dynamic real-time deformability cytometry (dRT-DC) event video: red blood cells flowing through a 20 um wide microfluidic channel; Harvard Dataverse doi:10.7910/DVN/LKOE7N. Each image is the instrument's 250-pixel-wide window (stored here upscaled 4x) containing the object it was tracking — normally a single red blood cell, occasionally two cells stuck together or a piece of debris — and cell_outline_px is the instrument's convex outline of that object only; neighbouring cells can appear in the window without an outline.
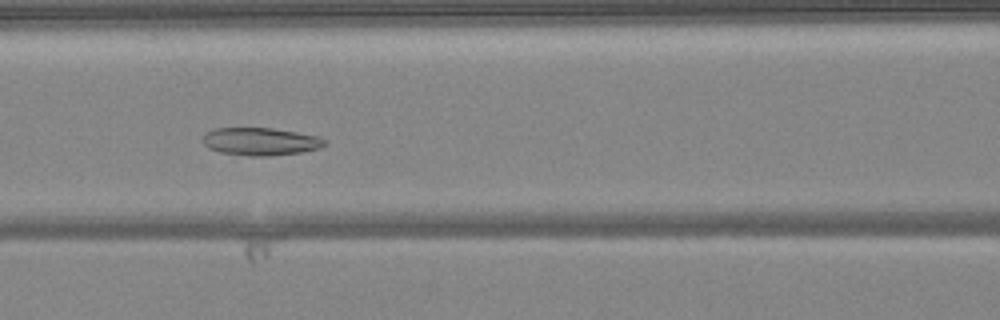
{"species": "common noctule bat (a hibernating species)", "species_latin": "Nyctalus noctula", "temperature_condition": "warm", "stored_images_in_passage": 50, "camera_frame_rate_fps": 3000, "um_per_image_px": 0.085, "animal": {"sex": "female", "body_mass_g": 24.6, "forearm_length_mm": 56.2}, "frame": {"image": 1, "passage_image": 22, "time_ms": 7.0, "image_size_px": [1000, 320], "cell_outline_px": [[328, 144], [320, 148], [300, 152], [268, 156], [252, 156], [220, 152], [208, 148], [204, 144], [204, 136], [208, 132], [216, 128], [272, 128], [296, 132], [316, 136], [328, 140]], "centroid_in_image_um": [22.18, 12.03], "position_along_channel_um": 144.4, "area_um2": 19.54}}
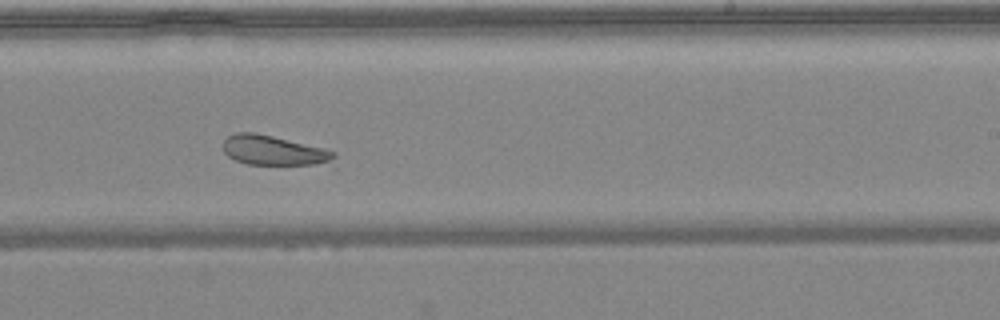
{"frame": {"image": 2, "passage_image": 31, "time_ms": 10.0, "image_size_px": [1000, 320], "cell_outline_px": [[336, 168], [248, 164], [236, 160], [228, 156], [224, 152], [224, 140], [228, 136], [236, 132], [256, 132], [324, 148], [336, 152]], "centroid_in_image_um": [23.5, 12.86], "position_along_channel_um": 265.5, "area_um2": 20.58}}
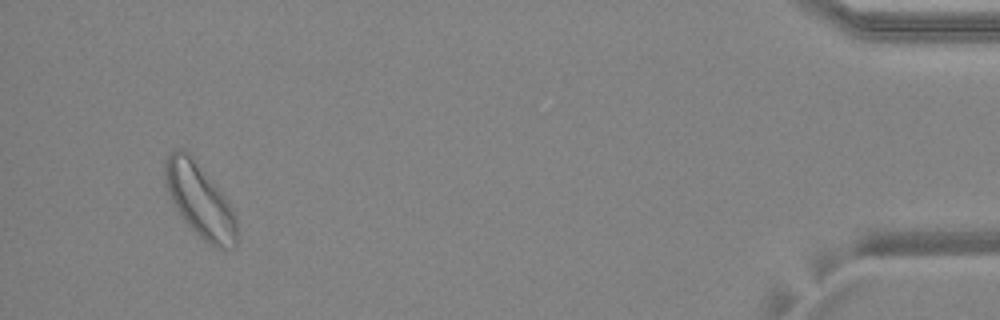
{"frame": {"image": 3, "passage_image": 48, "time_ms": 15.667, "image_size_px": [1000, 320], "cell_outline_px": [[240, 240], [232, 248], [212, 248], [184, 220], [172, 204], [164, 180], [164, 164], [168, 152], [180, 148], [184, 148], [188, 152], [228, 200], [236, 216]], "centroid_in_image_um": [17.0, 17.06], "position_along_channel_um": 418.2, "area_um2": 31.1}}